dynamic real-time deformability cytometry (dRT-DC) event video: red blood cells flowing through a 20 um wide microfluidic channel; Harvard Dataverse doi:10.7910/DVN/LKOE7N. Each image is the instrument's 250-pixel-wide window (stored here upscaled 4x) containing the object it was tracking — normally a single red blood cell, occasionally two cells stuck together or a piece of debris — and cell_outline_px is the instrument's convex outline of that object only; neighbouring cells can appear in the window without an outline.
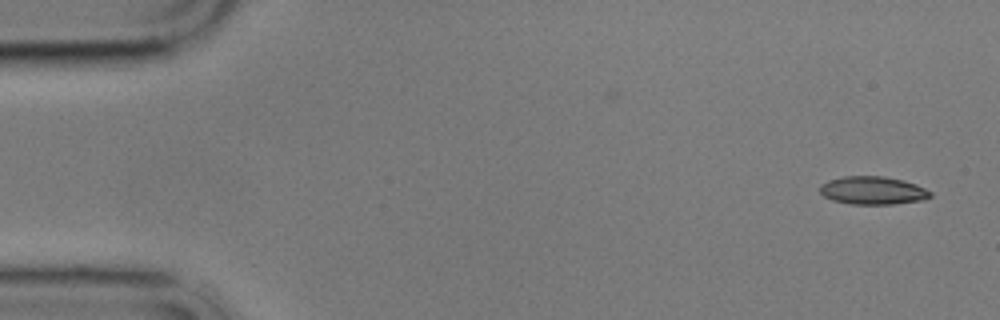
{"species": "common noctule bat (a hibernating species)", "species_latin": "Nyctalus noctula", "temperature_condition": "cold", "stored_images_in_passage": 3, "camera_frame_rate_fps": 3000, "um_per_image_px": 0.085, "animal": {"sex": "male", "body_mass_g": 17.9}, "frame": {"image": 1, "passage_image": 1, "time_ms": 0.0, "image_size_px": [1000, 320], "cell_outline_px": [[932, 196], [924, 200], [892, 204], [852, 204], [832, 200], [824, 196], [820, 192], [820, 184], [828, 180], [844, 176], [884, 176], [904, 180], [916, 184], [932, 192]], "centroid_in_image_um": [74.2, 16.18], "position_along_channel_um": 10.8, "area_um2": 18.15}}